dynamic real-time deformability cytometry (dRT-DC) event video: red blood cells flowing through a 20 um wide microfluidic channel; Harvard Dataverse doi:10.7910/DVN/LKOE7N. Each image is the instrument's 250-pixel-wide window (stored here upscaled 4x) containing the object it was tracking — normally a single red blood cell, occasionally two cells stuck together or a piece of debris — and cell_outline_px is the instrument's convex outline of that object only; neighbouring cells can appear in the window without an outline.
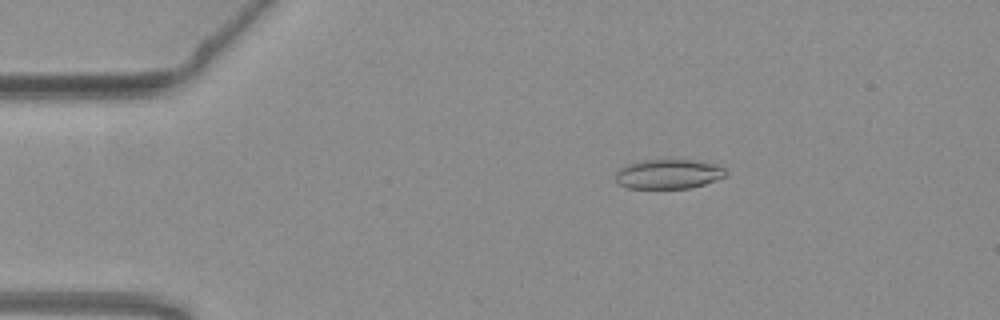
{"species": "common noctule bat (a hibernating species)", "species_latin": "Nyctalus noctula", "temperature_condition": "warm", "stored_images_in_passage": 54, "camera_frame_rate_fps": 3000, "um_per_image_px": 0.085, "animal": {"sex": "female", "body_mass_g": 19.3, "forearm_length_mm": 54.1}, "frame": {"image": 1, "passage_image": 10, "time_ms": 3.0, "image_size_px": [1000, 320], "cell_outline_px": [[728, 176], [704, 184], [688, 188], [628, 188], [620, 184], [616, 180], [616, 172], [624, 164], [644, 160], [692, 160], [712, 164], [724, 168], [728, 172]], "centroid_in_image_um": [56.81, 14.79], "position_along_channel_um": 28.2, "area_um2": 18.9}}
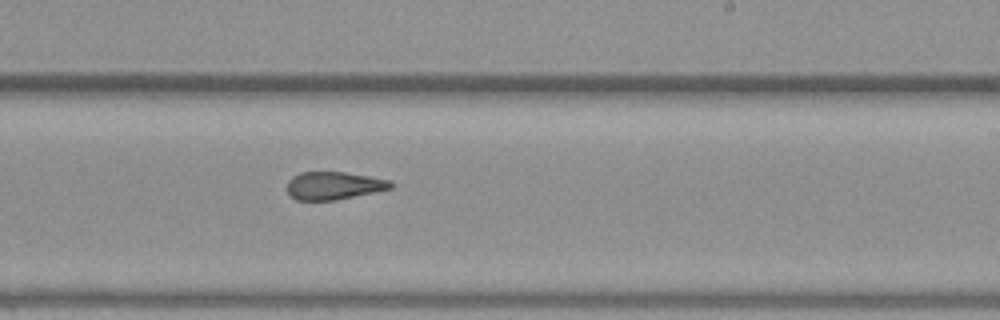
{"frame": {"image": 2, "passage_image": 33, "time_ms": 10.667, "image_size_px": [1000, 320], "cell_outline_px": [[396, 184], [392, 188], [376, 192], [336, 200], [296, 200], [288, 196], [288, 180], [292, 176], [300, 172], [344, 172], [392, 180]], "centroid_in_image_um": [28.39, 15.78], "position_along_channel_um": 260.6, "area_um2": 17.05}}
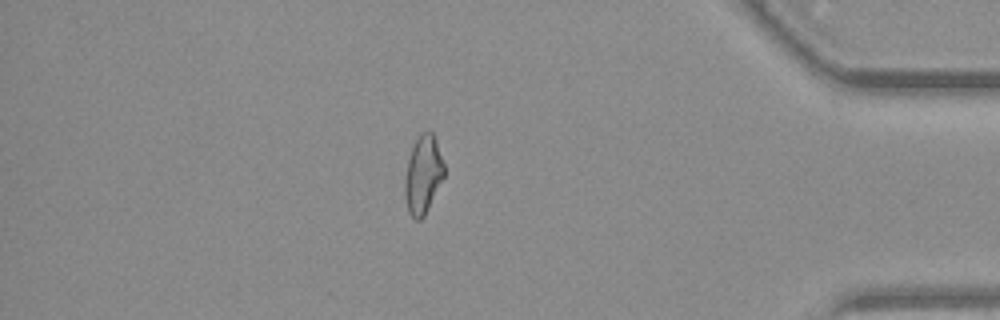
{"frame": {"image": 3, "passage_image": 47, "time_ms": 15.333, "image_size_px": [1000, 320], "cell_outline_px": [[444, 176], [424, 216], [420, 220], [416, 220], [408, 212], [404, 196], [404, 180], [408, 160], [412, 148], [420, 132], [428, 128], [432, 132], [436, 140], [444, 164]], "centroid_in_image_um": [35.95, 14.82], "position_along_channel_um": 399.3, "area_um2": 17.92}, "authors_computed_cell_mechanics": {"area_um2": 18.5249, "velocity_mm_per_s": 3.8073, "shape_relaxation_time_tau1_ms": 10.6228, "shape_relaxation_time_tau2_ms": 2.3796, "deformation_change_tau1": 0.2454, "deformation_change_tau2": 0.1135}}